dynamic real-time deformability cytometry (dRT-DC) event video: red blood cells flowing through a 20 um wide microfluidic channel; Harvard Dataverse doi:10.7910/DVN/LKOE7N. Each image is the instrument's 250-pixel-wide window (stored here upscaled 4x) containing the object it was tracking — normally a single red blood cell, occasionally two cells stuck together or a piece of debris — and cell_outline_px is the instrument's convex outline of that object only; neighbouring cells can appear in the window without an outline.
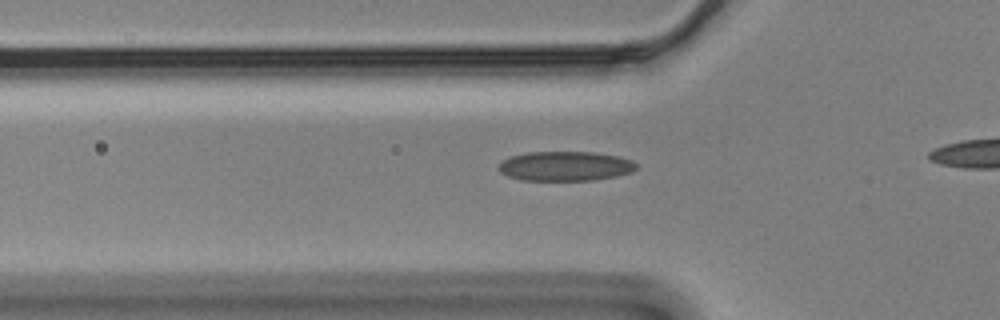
{"species": "Egyptian fruit bat (a non-hibernating species)", "species_latin": "Rousettus aegyptiacus", "temperature_condition": "cold", "stored_images_in_passage": 41, "camera_frame_rate_fps": 3000, "um_per_image_px": 0.085, "animal": {"sex": "male"}, "frame": {"image": 1, "passage_image": 13, "time_ms": 4.0, "image_size_px": [1000, 320], "cell_outline_px": [[636, 168], [632, 172], [616, 176], [592, 180], [520, 180], [508, 176], [500, 172], [496, 168], [500, 160], [512, 156], [528, 152], [592, 152], [616, 156], [632, 160], [636, 164]], "centroid_in_image_um": [47.99, 14.12], "position_along_channel_um": 77.8, "area_um2": 23.76}}
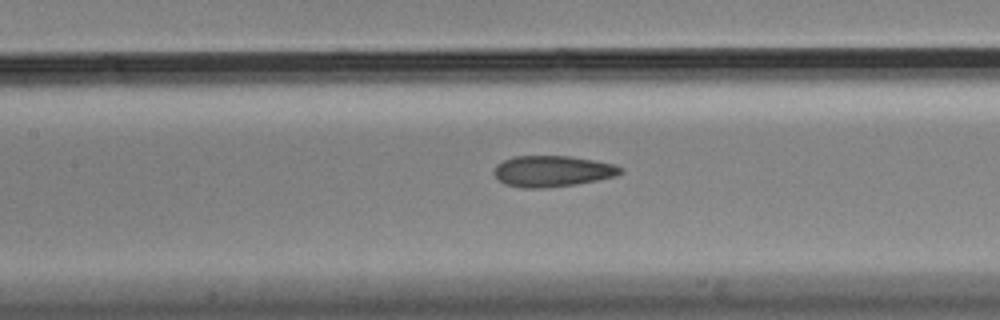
{"frame": {"image": 2, "passage_image": 20, "time_ms": 6.333, "image_size_px": [1000, 320], "cell_outline_px": [[624, 172], [616, 176], [576, 184], [544, 188], [524, 188], [504, 184], [492, 172], [496, 164], [512, 156], [568, 156], [616, 164], [624, 168]], "centroid_in_image_um": [46.96, 14.55], "position_along_channel_um": 160.4, "area_um2": 23.0}}
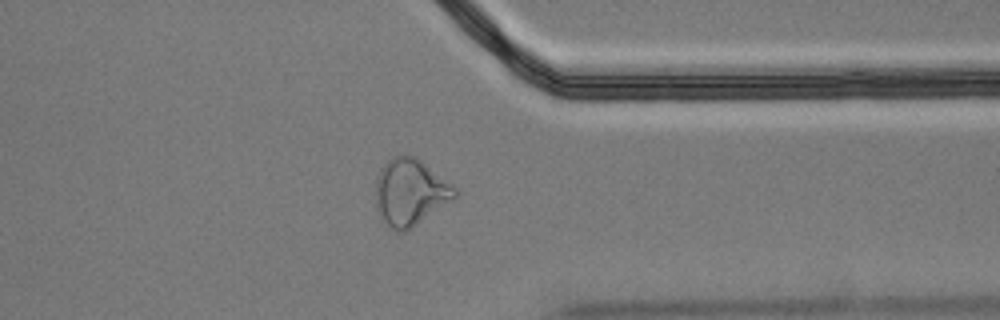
{"frame": {"image": 3, "passage_image": 39, "time_ms": 12.667, "image_size_px": [1000, 320], "cell_outline_px": [[456, 196], [452, 200], [404, 232], [396, 232], [384, 220], [376, 208], [376, 180], [380, 168], [392, 156], [416, 156], [456, 188]], "centroid_in_image_um": [34.85, 16.32], "position_along_channel_um": 376.6, "area_um2": 30.17}}